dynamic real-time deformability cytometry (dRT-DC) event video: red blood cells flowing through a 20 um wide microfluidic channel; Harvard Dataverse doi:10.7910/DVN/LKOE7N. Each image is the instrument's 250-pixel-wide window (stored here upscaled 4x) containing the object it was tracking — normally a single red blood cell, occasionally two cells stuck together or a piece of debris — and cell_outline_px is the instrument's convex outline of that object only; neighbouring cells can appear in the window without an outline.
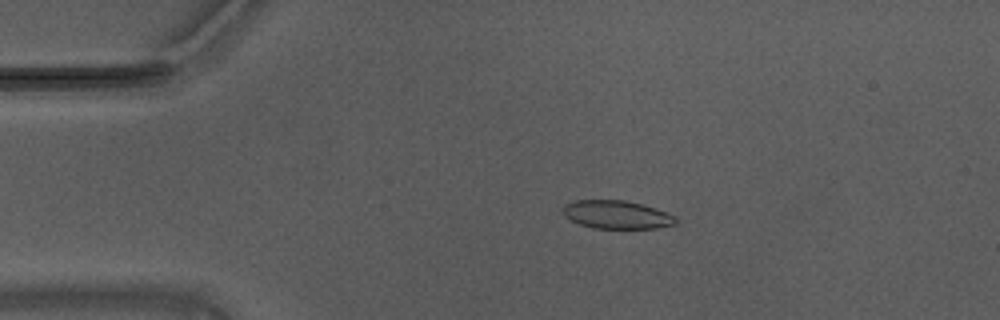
{"species": "Egyptian fruit bat (a non-hibernating species)", "species_latin": "Rousettus aegyptiacus", "temperature_condition": "warm", "stored_images_in_passage": 50, "camera_frame_rate_fps": 3000, "um_per_image_px": 0.085, "animal": {"sex": "male"}, "frame": {"image": 1, "passage_image": 6, "time_ms": 1.667, "image_size_px": [1000, 320], "cell_outline_px": [[676, 224], [656, 228], [592, 228], [580, 224], [564, 216], [564, 204], [572, 200], [624, 200], [656, 208], [676, 216]], "centroid_in_image_um": [52.42, 18.24], "position_along_channel_um": 32.6, "area_um2": 18.5}}
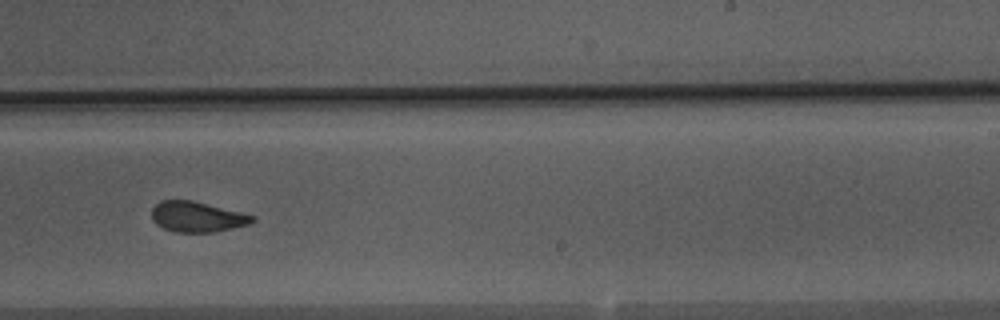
{"frame": {"image": 2, "passage_image": 29, "time_ms": 9.333, "image_size_px": [1000, 320], "cell_outline_px": [[256, 220], [248, 224], [216, 232], [176, 232], [164, 228], [156, 224], [152, 220], [152, 208], [160, 200], [192, 200], [256, 216]], "centroid_in_image_um": [16.75, 18.43], "position_along_channel_um": 272.3, "area_um2": 17.8}}
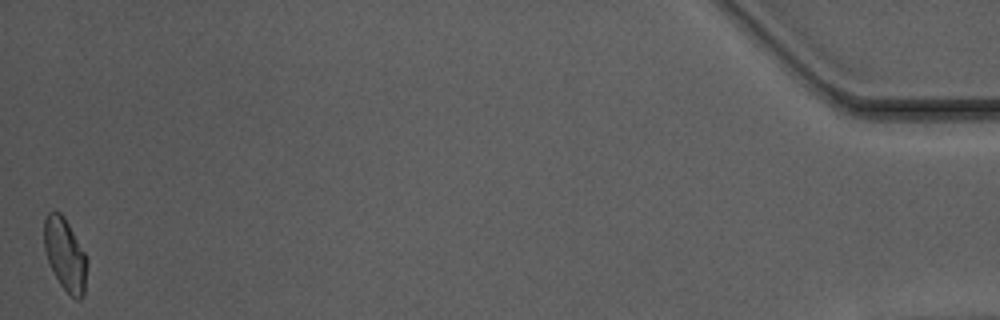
{"frame": {"image": 3, "passage_image": 50, "time_ms": 16.333, "image_size_px": [1000, 320], "cell_outline_px": [[88, 264], [84, 296], [80, 300], [76, 300], [60, 284], [48, 264], [44, 248], [44, 220], [48, 212], [60, 212], [64, 216], [84, 252], [88, 260]], "centroid_in_image_um": [5.54, 21.66], "position_along_channel_um": 429.7, "area_um2": 18.26}, "authors_computed_cell_mechanics": {"area_um2": 18.6694, "velocity_mm_per_s": 3.7081, "shape_relaxation_time_tau1_ms": 6.7743, "shape_relaxation_time_tau2_ms": 1.4087, "deformation_change_tau1": 0.1428, "deformation_change_tau2": 0.0617}}